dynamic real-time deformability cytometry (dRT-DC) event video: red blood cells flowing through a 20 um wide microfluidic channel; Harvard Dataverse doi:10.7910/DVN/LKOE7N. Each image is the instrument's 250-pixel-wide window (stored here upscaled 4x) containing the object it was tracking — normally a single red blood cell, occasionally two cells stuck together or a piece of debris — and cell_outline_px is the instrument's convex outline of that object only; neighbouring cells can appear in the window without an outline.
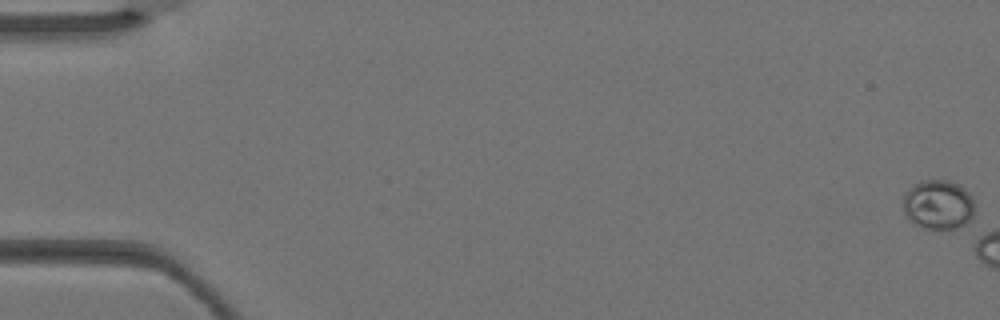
{"species": "Egyptian fruit bat (a non-hibernating species)", "species_latin": "Rousettus aegyptiacus", "temperature_condition": "warm", "stored_images_in_passage": 5, "camera_frame_rate_fps": 3000, "um_per_image_px": 0.085, "animal": {"sex": "female"}, "frame": {"image": 1, "passage_image": 1, "time_ms": 0.0, "image_size_px": [1000, 320], "cell_outline_px": [[976, 204], [972, 216], [964, 224], [956, 228], [928, 228], [916, 224], [908, 220], [904, 212], [904, 196], [908, 188], [920, 180], [948, 180], [960, 184], [972, 196]], "centroid_in_image_um": [79.77, 17.36], "position_along_channel_um": 5.2, "area_um2": 20.69}}